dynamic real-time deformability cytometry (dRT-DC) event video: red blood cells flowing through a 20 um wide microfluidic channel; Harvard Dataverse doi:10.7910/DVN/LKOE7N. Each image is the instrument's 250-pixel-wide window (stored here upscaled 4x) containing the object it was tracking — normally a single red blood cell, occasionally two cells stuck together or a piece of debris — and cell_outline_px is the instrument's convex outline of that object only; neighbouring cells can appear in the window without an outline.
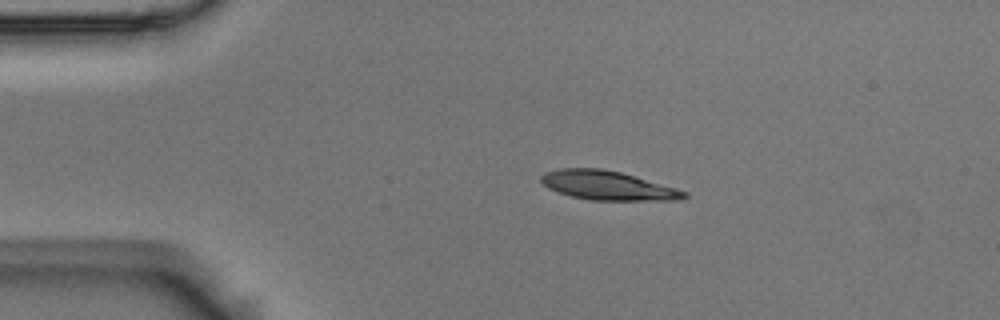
{"species": "Egyptian fruit bat (a non-hibernating species)", "species_latin": "Rousettus aegyptiacus", "temperature_condition": "room temperature", "stored_images_in_passage": 3, "camera_frame_rate_fps": 3000, "um_per_image_px": 0.085, "animal": {"sex": "male"}, "frame": {"image": 1, "passage_image": 2, "time_ms": 0.333, "image_size_px": [1000, 320], "cell_outline_px": [[688, 196], [680, 200], [592, 200], [572, 196], [548, 188], [540, 180], [540, 176], [548, 172], [560, 168], [600, 168], [620, 172], [676, 188], [688, 192]], "centroid_in_image_um": [51.67, 15.77], "position_along_channel_um": 33.3, "area_um2": 23.93}}